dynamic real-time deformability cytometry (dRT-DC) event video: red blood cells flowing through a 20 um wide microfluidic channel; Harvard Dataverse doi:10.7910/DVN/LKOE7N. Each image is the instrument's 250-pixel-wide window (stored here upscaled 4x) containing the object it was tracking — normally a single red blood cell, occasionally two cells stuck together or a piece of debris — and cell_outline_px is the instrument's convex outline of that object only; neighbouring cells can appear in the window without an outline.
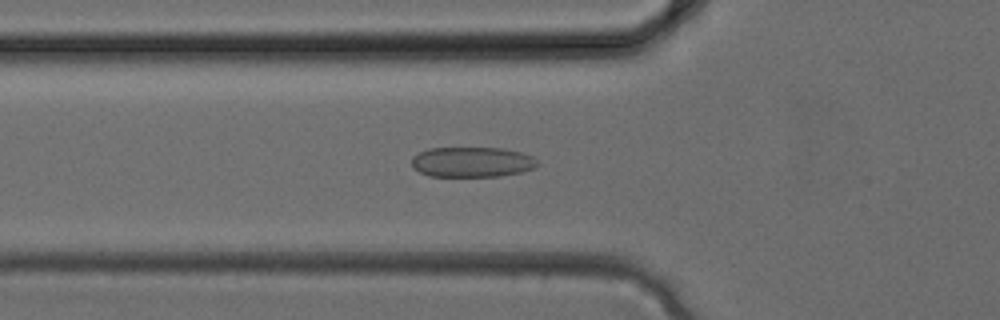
{"species": "common noctule bat (a hibernating species)", "species_latin": "Nyctalus noctula", "temperature_condition": "cold", "stored_images_in_passage": 32, "camera_frame_rate_fps": 3000, "um_per_image_px": 0.085, "animal": {"sex": "female", "body_mass_g": 24.6, "forearm_length_mm": 56.2}, "frame": {"image": 1, "passage_image": 10, "time_ms": 3.0, "image_size_px": [1000, 320], "cell_outline_px": [[540, 164], [536, 168], [520, 172], [500, 176], [428, 176], [412, 168], [412, 156], [428, 148], [504, 148], [520, 152], [532, 156]], "centroid_in_image_um": [40.12, 13.77], "position_along_channel_um": 85.7, "area_um2": 22.25}}
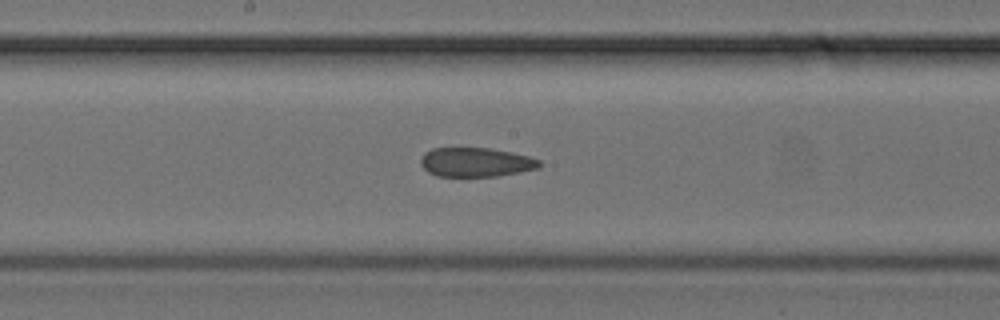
{"frame": {"image": 2, "passage_image": 16, "time_ms": 5.0, "image_size_px": [1000, 320], "cell_outline_px": [[540, 168], [500, 176], [436, 176], [428, 172], [420, 164], [420, 160], [424, 152], [432, 148], [492, 148], [528, 156], [540, 160]], "centroid_in_image_um": [40.44, 13.79], "position_along_channel_um": 207.8, "area_um2": 20.29}}
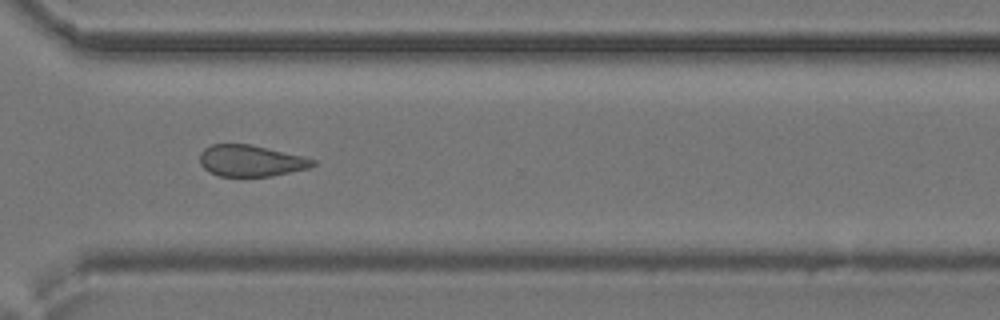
{"frame": {"image": 3, "passage_image": 23, "time_ms": 7.333, "image_size_px": [1000, 320], "cell_outline_px": [[316, 164], [308, 168], [272, 176], [220, 176], [208, 172], [200, 164], [200, 152], [204, 148], [212, 144], [248, 144], [300, 156], [316, 160]], "centroid_in_image_um": [21.27, 13.67], "position_along_channel_um": 349.3, "area_um2": 20.4}}